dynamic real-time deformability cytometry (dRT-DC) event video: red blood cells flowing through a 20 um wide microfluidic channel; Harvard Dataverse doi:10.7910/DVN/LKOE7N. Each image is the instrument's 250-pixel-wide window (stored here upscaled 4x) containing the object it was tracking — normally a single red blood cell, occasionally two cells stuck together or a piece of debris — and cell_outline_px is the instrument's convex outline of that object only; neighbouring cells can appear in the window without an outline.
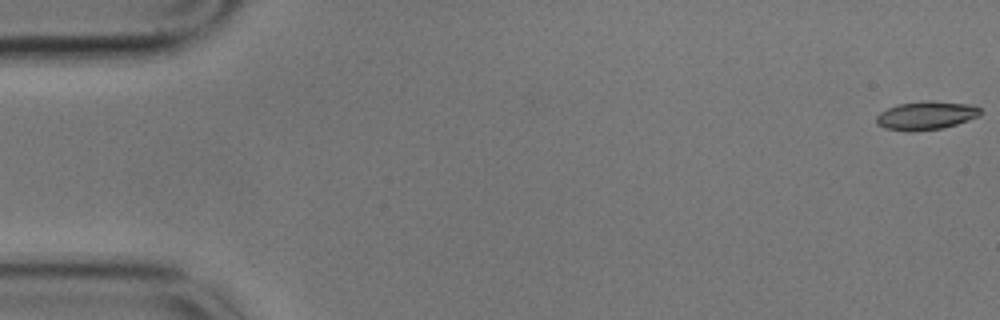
{"species": "common noctule bat (a hibernating species)", "species_latin": "Nyctalus noctula", "temperature_condition": "cold", "stored_images_in_passage": 58, "camera_frame_rate_fps": 3000, "um_per_image_px": 0.085, "animal": {"sex": "male", "body_mass_g": 17.9}, "frame": {"image": 1, "passage_image": 1, "time_ms": 0.0, "image_size_px": [1000, 320], "cell_outline_px": [[980, 116], [956, 124], [940, 128], [912, 132], [884, 128], [876, 124], [876, 116], [880, 112], [896, 104], [928, 100], [932, 100], [972, 104], [980, 108]], "centroid_in_image_um": [78.7, 9.8], "position_along_channel_um": 6.3, "area_um2": 17.4}}
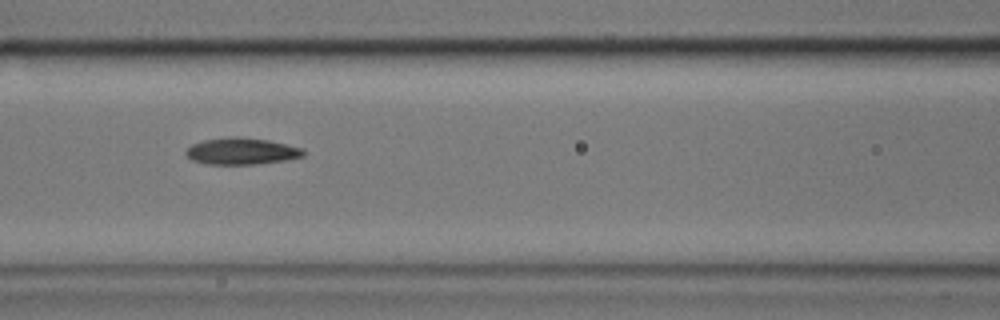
{"frame": {"image": 2, "passage_image": 25, "time_ms": 8.0, "image_size_px": [1000, 320], "cell_outline_px": [[304, 156], [284, 160], [256, 164], [204, 164], [192, 160], [184, 152], [192, 144], [204, 140], [236, 136], [240, 136], [268, 140], [304, 148]], "centroid_in_image_um": [20.53, 12.85], "position_along_channel_um": 146.1, "area_um2": 18.21}}
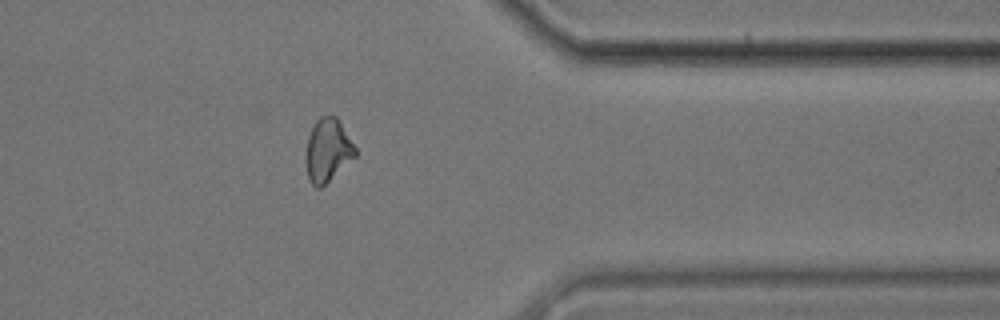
{"frame": {"image": 3, "passage_image": 47, "time_ms": 15.333, "image_size_px": [1000, 320], "cell_outline_px": [[356, 156], [320, 188], [316, 188], [308, 180], [304, 160], [308, 136], [316, 120], [320, 116], [336, 116], [356, 148]], "centroid_in_image_um": [27.82, 12.79], "position_along_channel_um": 383.6, "area_um2": 18.15}, "authors_computed_cell_mechanics": {"area_um2": 17.918, "velocity_mm_per_s": 3.4235, "shape_relaxation_time_tau1_ms": null, "shape_relaxation_time_tau2_ms": 5.429, "deformation_change_tau1": null, "deformation_change_tau2": 0.1176}}